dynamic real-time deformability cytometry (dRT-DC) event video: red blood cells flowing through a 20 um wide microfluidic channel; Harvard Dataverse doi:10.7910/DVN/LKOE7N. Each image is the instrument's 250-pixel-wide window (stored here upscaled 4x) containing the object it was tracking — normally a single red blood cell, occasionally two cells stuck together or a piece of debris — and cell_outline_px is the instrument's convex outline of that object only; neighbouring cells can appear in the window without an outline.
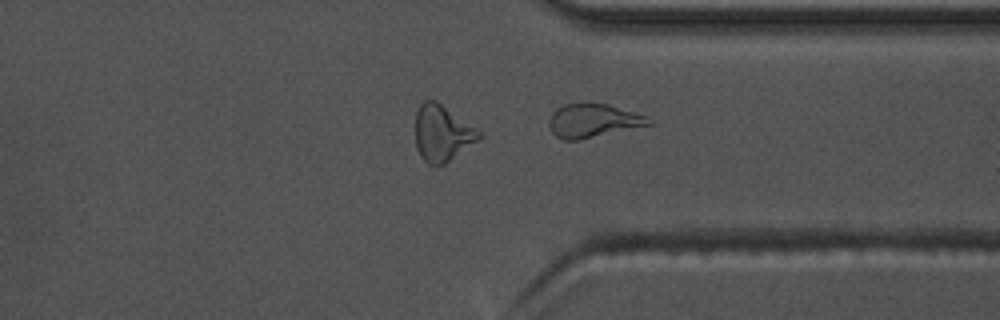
{"species": "common noctule bat (a hibernating species)", "species_latin": "Nyctalus noctula", "temperature_condition": "warm", "stored_images_in_passage": 42, "camera_frame_rate_fps": 3000, "um_per_image_px": 0.085, "animal": {"sex": "male", "body_mass_g": 17.5, "forearm_length_mm": 52.3}, "frame": {"image": 1, "passage_image": 42, "time_ms": 13.667, "image_size_px": [1000, 320], "cell_outline_px": [[656, 124], [576, 140], [564, 140], [556, 136], [552, 132], [548, 124], [548, 120], [552, 112], [556, 108], [564, 104], [608, 104], [648, 116]], "centroid_in_image_um": [50.45, 10.26], "position_along_channel_um": 361.0, "area_um2": 19.54}}